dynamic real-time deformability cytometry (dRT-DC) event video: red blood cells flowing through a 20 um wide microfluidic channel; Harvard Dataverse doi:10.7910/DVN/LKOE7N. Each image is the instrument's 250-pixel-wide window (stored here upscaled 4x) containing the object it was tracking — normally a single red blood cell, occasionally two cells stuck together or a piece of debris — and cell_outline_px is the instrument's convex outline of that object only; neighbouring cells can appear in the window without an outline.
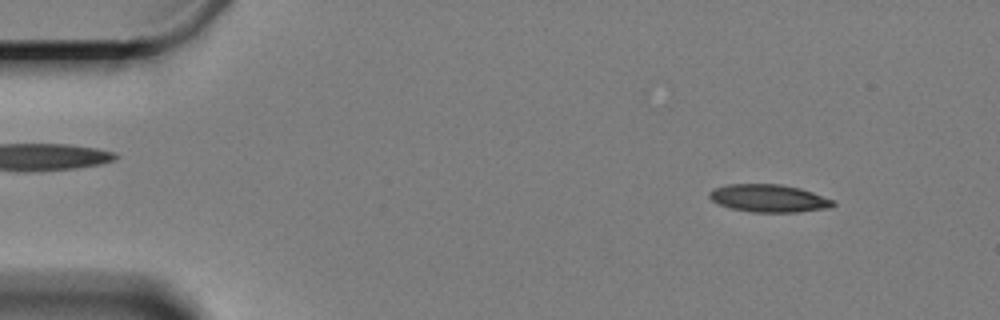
{"species": "Egyptian fruit bat (a non-hibernating species)", "species_latin": "Rousettus aegyptiacus", "temperature_condition": "cold", "stored_images_in_passage": 9, "camera_frame_rate_fps": 3000, "um_per_image_px": 0.085, "animal": {"sex": "female"}, "frame": {"image": 1, "passage_image": 1, "time_ms": 0.0, "image_size_px": [1000, 320], "cell_outline_px": [[836, 204], [828, 208], [796, 212], [752, 212], [732, 208], [720, 204], [712, 200], [708, 196], [708, 192], [712, 188], [724, 184], [780, 184], [800, 188], [812, 192], [832, 200]], "centroid_in_image_um": [65.3, 16.84], "position_along_channel_um": 19.7, "area_um2": 19.88}}